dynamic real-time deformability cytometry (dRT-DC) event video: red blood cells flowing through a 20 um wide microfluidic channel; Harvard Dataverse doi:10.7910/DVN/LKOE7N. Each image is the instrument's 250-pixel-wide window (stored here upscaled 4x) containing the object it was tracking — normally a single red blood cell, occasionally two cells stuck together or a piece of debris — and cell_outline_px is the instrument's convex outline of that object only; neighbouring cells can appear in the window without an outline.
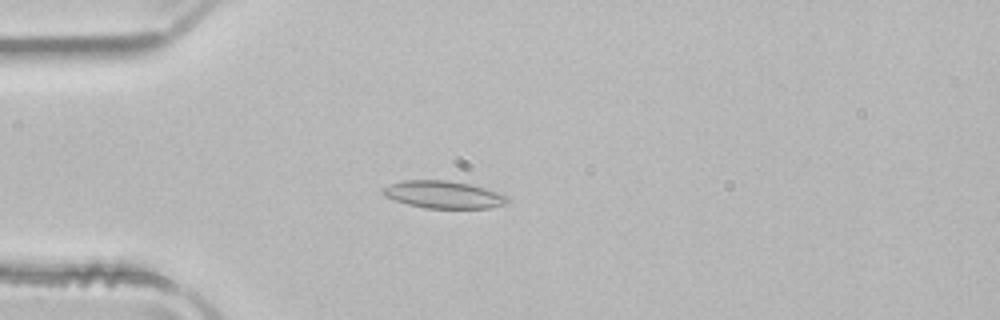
{"species": "common noctule bat (a hibernating species)", "species_latin": "Nyctalus noctula", "temperature_condition": "room temperature", "stored_images_in_passage": 45, "camera_frame_rate_fps": 3000, "um_per_image_px": 0.085, "animal": {"sex": "male", "body_mass_g": 21.5, "forearm_length_mm": 52.0}, "frame": {"image": 1, "passage_image": 7, "time_ms": 2.0, "image_size_px": [1000, 320], "cell_outline_px": [[508, 200], [504, 204], [492, 208], [424, 208], [408, 204], [384, 196], [380, 192], [380, 188], [404, 180], [448, 180], [468, 184], [504, 192], [508, 196]], "centroid_in_image_um": [37.72, 16.54], "position_along_channel_um": 47.3, "area_um2": 20.06}}
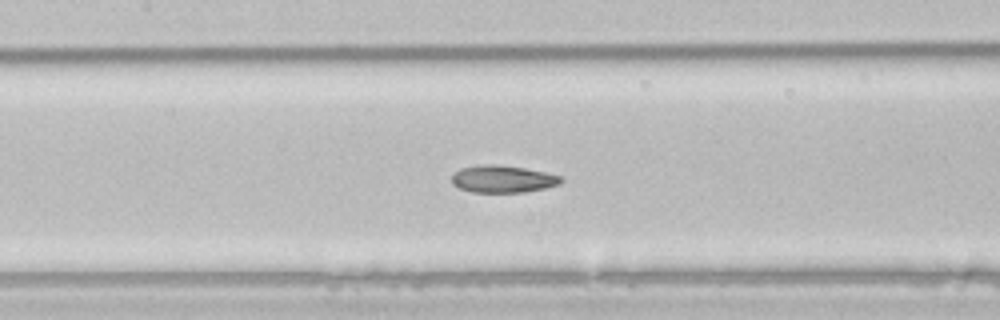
{"frame": {"image": 2, "passage_image": 17, "time_ms": 5.333, "image_size_px": [1000, 320], "cell_outline_px": [[564, 180], [560, 184], [544, 188], [524, 192], [472, 192], [460, 188], [452, 184], [452, 172], [460, 168], [480, 164], [496, 164], [524, 168], [544, 172], [560, 176]], "centroid_in_image_um": [42.7, 15.21], "position_along_channel_um": 164.7, "area_um2": 17.4}}
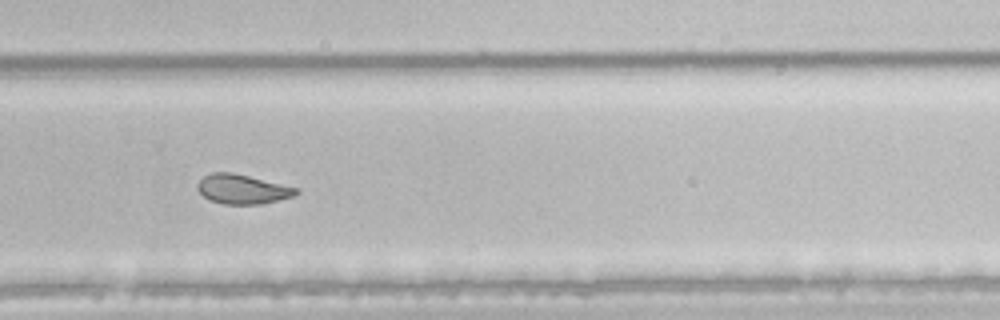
{"frame": {"image": 3, "passage_image": 28, "time_ms": 9.0, "image_size_px": [1000, 320], "cell_outline_px": [[300, 192], [292, 196], [260, 204], [224, 204], [212, 200], [204, 196], [196, 188], [196, 184], [204, 176], [212, 172], [232, 172], [296, 188]], "centroid_in_image_um": [20.55, 16.07], "position_along_channel_um": 309.2, "area_um2": 16.53}, "authors_computed_cell_mechanics": {"area_um2": 18.7272, "velocity_mm_per_s": 3.9562, "shape_relaxation_time_tau1_ms": 7.0935, "shape_relaxation_time_tau2_ms": 2.2062, "deformation_change_tau1": 0.1632, "deformation_change_tau2": 0.07}}